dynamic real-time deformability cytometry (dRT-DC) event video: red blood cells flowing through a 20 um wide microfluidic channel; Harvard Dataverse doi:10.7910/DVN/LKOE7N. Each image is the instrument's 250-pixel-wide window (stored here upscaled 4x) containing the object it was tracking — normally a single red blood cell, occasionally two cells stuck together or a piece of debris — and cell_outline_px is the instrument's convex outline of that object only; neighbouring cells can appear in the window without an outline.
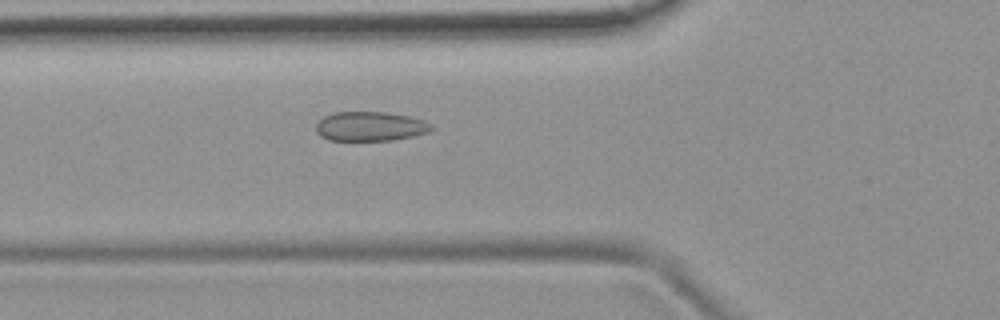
{"species": "common noctule bat (a hibernating species)", "species_latin": "Nyctalus noctula", "temperature_condition": "room temperature", "stored_images_in_passage": 37, "camera_frame_rate_fps": 3000, "um_per_image_px": 0.085, "animal": {"sex": "female", "body_mass_g": 19.9}, "frame": {"image": 1, "passage_image": 3, "time_ms": 0.667, "image_size_px": [1000, 320], "cell_outline_px": [[432, 128], [428, 132], [412, 136], [392, 140], [328, 140], [320, 136], [316, 132], [316, 124], [324, 116], [336, 112], [384, 112], [408, 116], [424, 120], [432, 124]], "centroid_in_image_um": [31.45, 10.74], "position_along_channel_um": 94.4, "area_um2": 19.65}}
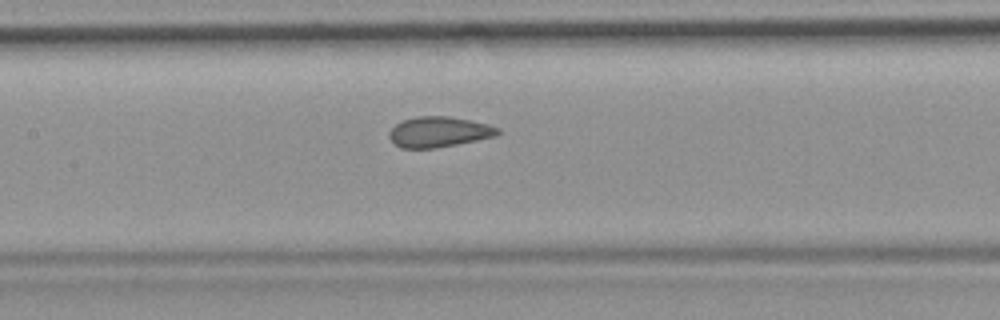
{"frame": {"image": 2, "passage_image": 9, "time_ms": 2.667, "image_size_px": [1000, 320], "cell_outline_px": [[500, 132], [496, 136], [436, 148], [400, 148], [388, 136], [388, 132], [396, 124], [404, 120], [416, 116], [448, 116], [488, 124], [500, 128]], "centroid_in_image_um": [37.3, 11.21], "position_along_channel_um": 170.1, "area_um2": 19.13}}
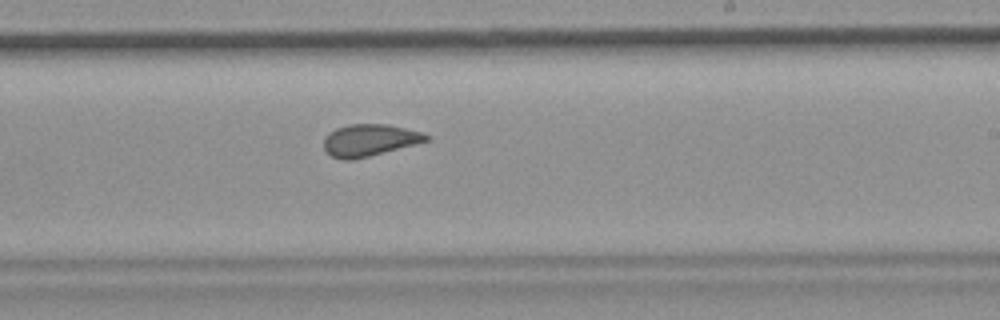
{"frame": {"image": 3, "passage_image": 16, "time_ms": 5.0, "image_size_px": [1000, 320], "cell_outline_px": [[432, 140], [352, 160], [344, 160], [332, 156], [324, 148], [324, 136], [328, 132], [336, 128], [348, 124], [388, 124], [420, 132], [432, 136]], "centroid_in_image_um": [31.41, 11.9], "position_along_channel_um": 257.6, "area_um2": 19.07}, "authors_computed_cell_mechanics": {"area_um2": 19.363, "velocity_mm_per_s": 3.7809, "shape_relaxation_time_tau1_ms": null, "shape_relaxation_time_tau2_ms": 0.8156, "deformation_change_tau1": null, "deformation_change_tau2": 0.0642}}